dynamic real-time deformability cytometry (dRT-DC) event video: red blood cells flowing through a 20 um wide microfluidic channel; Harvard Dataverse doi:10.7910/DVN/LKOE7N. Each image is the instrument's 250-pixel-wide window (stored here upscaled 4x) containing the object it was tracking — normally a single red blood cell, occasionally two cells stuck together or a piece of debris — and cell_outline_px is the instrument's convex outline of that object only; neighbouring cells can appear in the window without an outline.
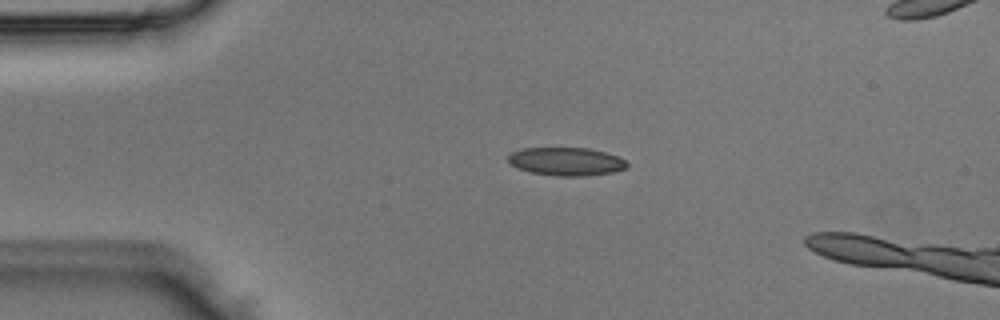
{"species": "Egyptian fruit bat (a non-hibernating species)", "species_latin": "Rousettus aegyptiacus", "temperature_condition": "room temperature", "stored_images_in_passage": 2, "camera_frame_rate_fps": 3000, "um_per_image_px": 0.085, "animal": {"sex": "male"}, "frame": {"image": 1, "passage_image": 1, "time_ms": 0.0, "image_size_px": [1000, 320], "cell_outline_px": [[628, 164], [624, 168], [612, 172], [588, 176], [560, 176], [532, 172], [516, 168], [508, 160], [508, 156], [512, 152], [524, 148], [588, 148], [604, 152], [616, 156], [624, 160]], "centroid_in_image_um": [48.11, 13.73], "position_along_channel_um": 36.9, "area_um2": 19.25}}